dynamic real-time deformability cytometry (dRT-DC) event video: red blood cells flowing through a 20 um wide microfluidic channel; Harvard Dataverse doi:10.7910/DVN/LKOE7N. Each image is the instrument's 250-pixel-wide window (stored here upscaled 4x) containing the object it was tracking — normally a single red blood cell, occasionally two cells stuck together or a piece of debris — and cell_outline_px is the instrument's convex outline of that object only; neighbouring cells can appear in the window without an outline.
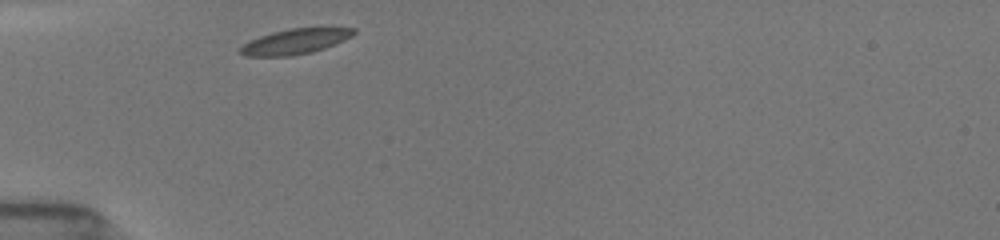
{"species": "common noctule bat (a hibernating species)", "species_latin": "Nyctalus noctula", "temperature_condition": "room temperature", "stored_images_in_passage": 10, "camera_frame_rate_fps": 3000, "um_per_image_px": 0.085, "animal": {"sex": "female", "body_mass_g": 19.5, "forearm_length_mm": 54.1}, "frame": {"image": 1, "passage_image": 1, "time_ms": 0.0, "image_size_px": [1000, 240], "cell_outline_px": [[356, 32], [352, 36], [344, 40], [324, 48], [312, 52], [288, 56], [244, 56], [236, 52], [248, 40], [272, 32], [292, 28], [356, 28]], "centroid_in_image_um": [25.04, 3.53], "position_along_channel_um": 60.0, "area_um2": 16.65}}
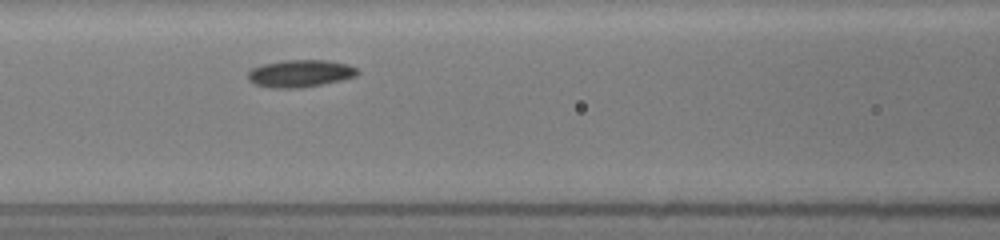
{"frame": {"image": 2, "passage_image": 6, "time_ms": 1.667, "image_size_px": [1000, 240], "cell_outline_px": [[360, 72], [356, 76], [340, 80], [320, 84], [296, 88], [272, 88], [256, 84], [248, 80], [248, 72], [252, 68], [264, 64], [284, 60], [328, 60], [348, 64], [356, 68]], "centroid_in_image_um": [25.52, 6.23], "position_along_channel_um": 141.1, "area_um2": 17.28}}
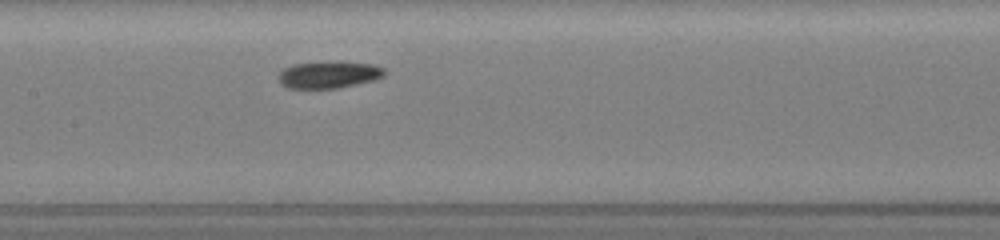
{"frame": {"image": 3, "passage_image": 8, "time_ms": 2.333, "image_size_px": [1000, 240], "cell_outline_px": [[388, 72], [384, 76], [372, 80], [356, 84], [336, 88], [288, 88], [280, 84], [276, 76], [284, 68], [292, 64], [324, 60], [340, 60], [372, 64], [384, 68]], "centroid_in_image_um": [27.93, 6.31], "position_along_channel_um": 179.5, "area_um2": 17.28}}